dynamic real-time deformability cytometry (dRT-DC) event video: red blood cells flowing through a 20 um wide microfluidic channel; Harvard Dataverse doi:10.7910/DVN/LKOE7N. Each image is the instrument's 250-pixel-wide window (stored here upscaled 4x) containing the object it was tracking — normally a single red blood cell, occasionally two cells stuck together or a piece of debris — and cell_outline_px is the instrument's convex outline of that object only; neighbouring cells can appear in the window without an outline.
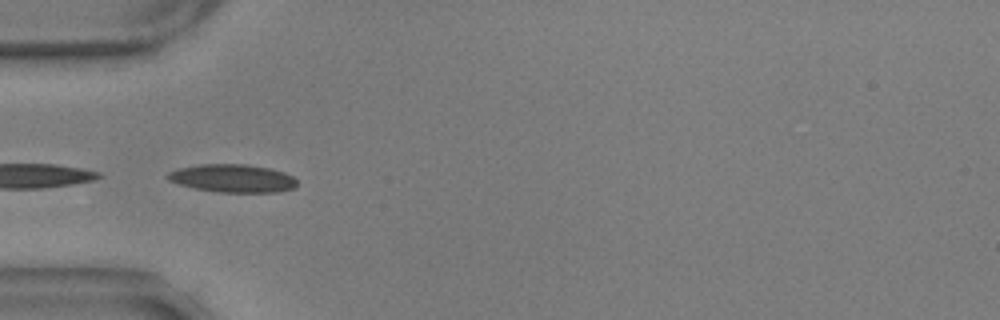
{"species": "common noctule bat (a hibernating species)", "species_latin": "Nyctalus noctula", "temperature_condition": "warm", "stored_images_in_passage": 5, "camera_frame_rate_fps": 3000, "um_per_image_px": 0.085, "animal": {"sex": "male", "body_mass_g": 17.9, "forearm_length_mm": 54.2}, "frame": {"image": 1, "passage_image": 2, "time_ms": 0.333, "image_size_px": [1000, 320], "cell_outline_px": [[296, 188], [276, 192], [220, 192], [196, 188], [180, 184], [168, 180], [164, 176], [168, 172], [176, 168], [200, 164], [248, 164], [268, 168], [284, 172], [292, 176], [296, 180]], "centroid_in_image_um": [19.75, 15.15], "position_along_channel_um": 65.2, "area_um2": 21.15}}